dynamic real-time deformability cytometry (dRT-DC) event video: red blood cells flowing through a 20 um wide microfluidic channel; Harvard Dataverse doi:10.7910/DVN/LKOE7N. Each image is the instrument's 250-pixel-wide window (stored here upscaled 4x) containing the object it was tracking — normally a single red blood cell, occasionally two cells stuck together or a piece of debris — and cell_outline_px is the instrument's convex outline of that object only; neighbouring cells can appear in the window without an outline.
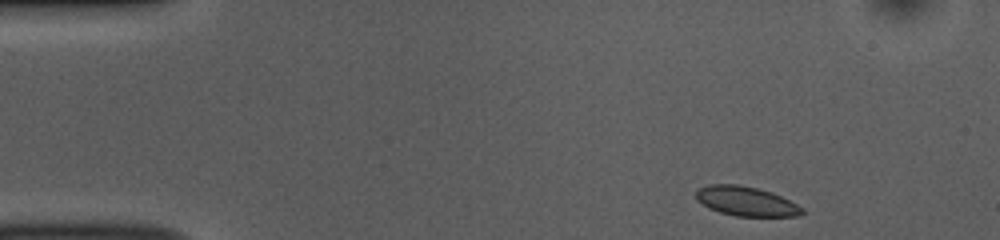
{"species": "common noctule bat (a hibernating species)", "species_latin": "Nyctalus noctula", "temperature_condition": "room temperature", "stored_images_in_passage": 46, "camera_frame_rate_fps": 3000, "um_per_image_px": 0.085, "animal": {"sex": "female", "body_mass_g": 10.0, "forearm_length_mm": 53.1}, "frame": {"image": 1, "passage_image": 1, "time_ms": 0.0, "image_size_px": [1000, 240], "cell_outline_px": [[804, 212], [800, 216], [736, 216], [720, 212], [708, 208], [696, 200], [696, 188], [708, 184], [736, 184], [756, 188], [772, 192], [804, 208]], "centroid_in_image_um": [63.38, 17.1], "position_along_channel_um": 21.6, "area_um2": 18.26}}
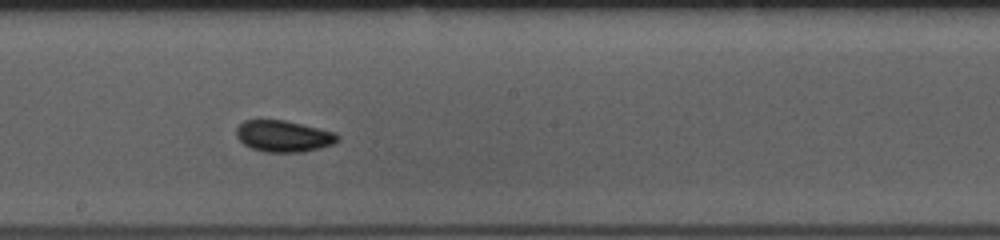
{"frame": {"image": 2, "passage_image": 23, "time_ms": 7.333, "image_size_px": [1000, 240], "cell_outline_px": [[340, 140], [332, 144], [320, 148], [304, 152], [264, 152], [252, 148], [244, 144], [236, 136], [236, 128], [244, 120], [284, 120], [320, 128], [336, 132], [340, 136]], "centroid_in_image_um": [24.13, 11.57], "position_along_channel_um": 224.1, "area_um2": 18.67}}
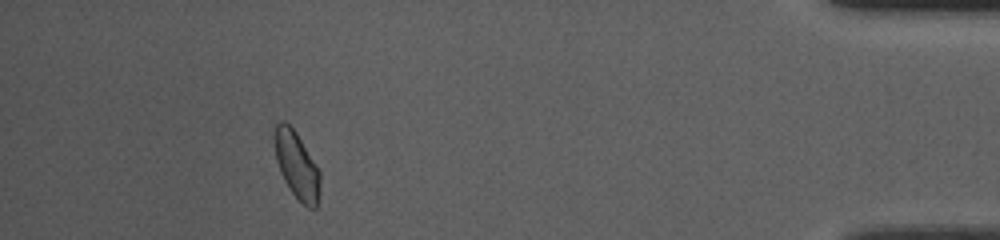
{"frame": {"image": 3, "passage_image": 42, "time_ms": 13.667, "image_size_px": [1000, 240], "cell_outline_px": [[320, 180], [316, 208], [308, 208], [292, 192], [284, 180], [280, 172], [276, 160], [272, 136], [276, 124], [280, 120], [284, 120], [296, 132], [316, 164], [320, 172]], "centroid_in_image_um": [25.18, 13.98], "position_along_channel_um": 410.0, "area_um2": 17.74}, "authors_computed_cell_mechanics": {"area_um2": 18.1203, "velocity_mm_per_s": 3.8181, "shape_relaxation_time_tau1_ms": 9.0211, "shape_relaxation_time_tau2_ms": 2.7365, "deformation_change_tau1": 0.1156, "deformation_change_tau2": 0.0455}}